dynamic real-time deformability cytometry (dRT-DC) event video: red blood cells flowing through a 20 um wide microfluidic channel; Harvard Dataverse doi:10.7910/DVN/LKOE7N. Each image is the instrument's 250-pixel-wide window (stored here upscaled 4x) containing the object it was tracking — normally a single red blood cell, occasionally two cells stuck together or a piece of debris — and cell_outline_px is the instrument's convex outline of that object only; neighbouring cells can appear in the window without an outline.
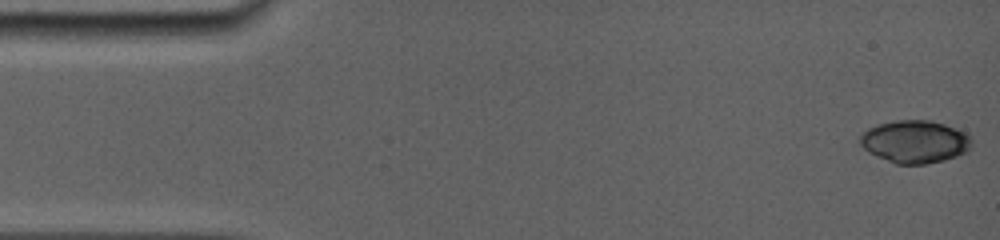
{"species": "common noctule bat (a hibernating species)", "species_latin": "Nyctalus noctula", "temperature_condition": "room temperature", "stored_images_in_passage": 15, "camera_frame_rate_fps": 5000, "um_per_image_px": 0.085, "animal": {"sex": "female", "body_mass_g": 19.0, "forearm_length_mm": 56.7}, "frame": {"image": 1, "passage_image": 1, "time_ms": 0.0, "image_size_px": [1000, 240], "cell_outline_px": [[972, 144], [968, 152], [944, 160], [928, 164], [896, 164], [876, 156], [868, 152], [860, 144], [860, 136], [868, 128], [876, 124], [896, 120], [932, 120], [968, 132], [972, 140]], "centroid_in_image_um": [77.8, 12.04], "position_along_channel_um": 7.2, "area_um2": 28.09}}
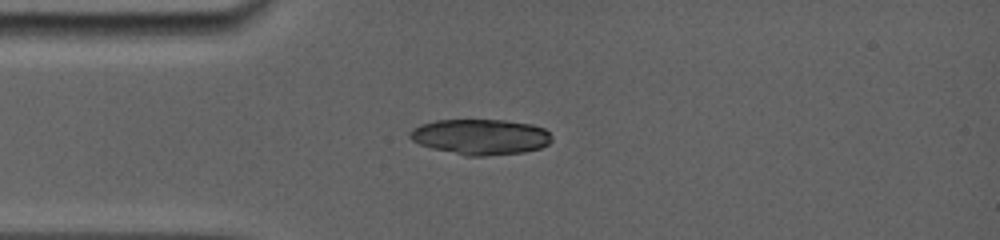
{"frame": {"image": 2, "passage_image": 13, "time_ms": 3.8, "image_size_px": [1000, 240], "cell_outline_px": [[552, 140], [548, 144], [540, 148], [524, 152], [484, 156], [464, 156], [432, 148], [420, 144], [412, 140], [408, 136], [408, 132], [412, 128], [420, 124], [436, 120], [504, 120], [532, 124], [544, 128], [552, 136]], "centroid_in_image_um": [40.83, 11.63], "position_along_channel_um": 44.2, "area_um2": 29.59}}